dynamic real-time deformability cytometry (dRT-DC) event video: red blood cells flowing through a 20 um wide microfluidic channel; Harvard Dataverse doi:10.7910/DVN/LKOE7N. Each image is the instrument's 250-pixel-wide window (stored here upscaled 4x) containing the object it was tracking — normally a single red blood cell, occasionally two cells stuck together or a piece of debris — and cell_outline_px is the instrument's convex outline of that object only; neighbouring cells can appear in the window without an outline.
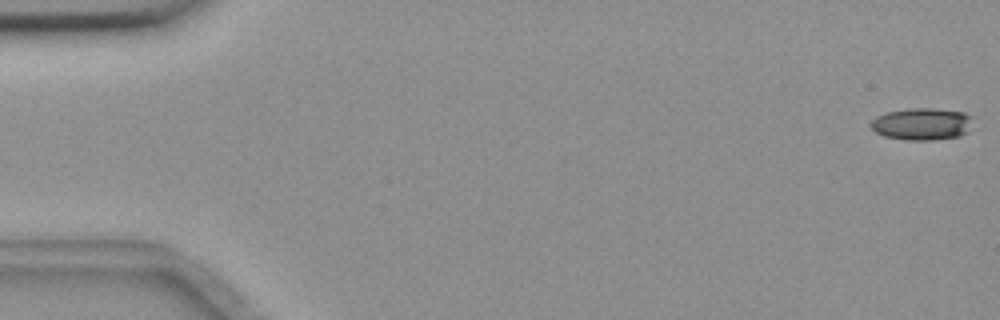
{"species": "common noctule bat (a hibernating species)", "species_latin": "Nyctalus noctula", "temperature_condition": "room temperature", "stored_images_in_passage": 56, "camera_frame_rate_fps": 3000, "um_per_image_px": 0.085, "animal": {"sex": "female", "body_mass_g": 18.4}, "frame": {"image": 1, "passage_image": 1, "time_ms": 0.0, "image_size_px": [1000, 320], "cell_outline_px": [[972, 116], [968, 132], [960, 136], [932, 140], [904, 140], [884, 136], [876, 132], [868, 124], [876, 116], [888, 112], [908, 108], [932, 108], [964, 112]], "centroid_in_image_um": [78.35, 10.54], "position_along_channel_um": 6.7, "area_um2": 19.19}}
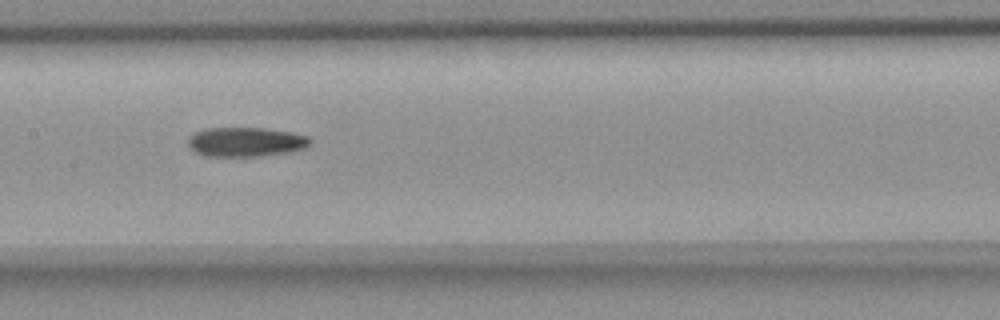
{"frame": {"image": 2, "passage_image": 28, "time_ms": 9.0, "image_size_px": [1000, 320], "cell_outline_px": [[312, 144], [304, 148], [292, 152], [260, 156], [208, 156], [196, 152], [188, 148], [188, 136], [192, 132], [204, 128], [264, 128], [292, 132], [308, 136], [312, 140]], "centroid_in_image_um": [20.89, 12.06], "position_along_channel_um": 186.5, "area_um2": 21.27}}
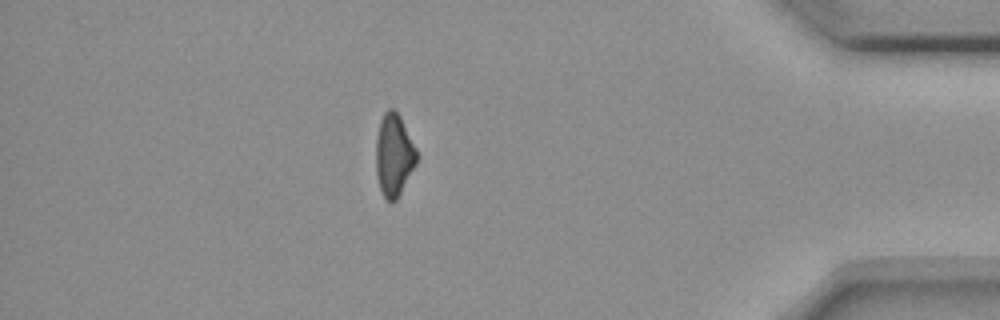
{"frame": {"image": 3, "passage_image": 49, "time_ms": 16.0, "image_size_px": [1000, 320], "cell_outline_px": [[416, 164], [396, 200], [392, 204], [384, 196], [380, 188], [376, 176], [376, 140], [380, 120], [384, 112], [388, 108], [392, 108], [400, 116], [416, 148]], "centroid_in_image_um": [33.46, 13.17], "position_along_channel_um": 401.7, "area_um2": 19.36}}